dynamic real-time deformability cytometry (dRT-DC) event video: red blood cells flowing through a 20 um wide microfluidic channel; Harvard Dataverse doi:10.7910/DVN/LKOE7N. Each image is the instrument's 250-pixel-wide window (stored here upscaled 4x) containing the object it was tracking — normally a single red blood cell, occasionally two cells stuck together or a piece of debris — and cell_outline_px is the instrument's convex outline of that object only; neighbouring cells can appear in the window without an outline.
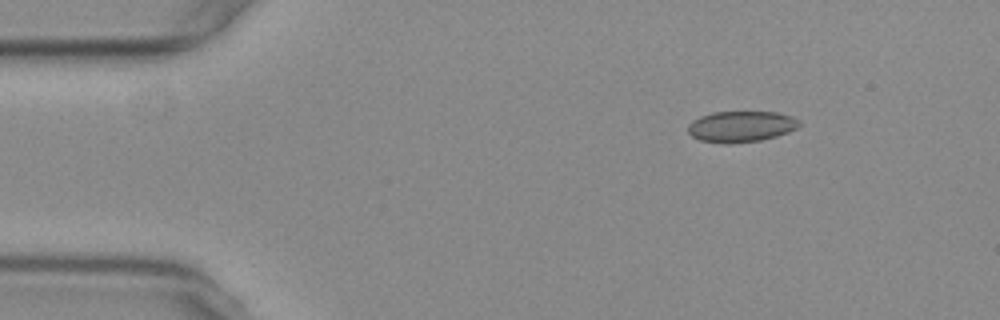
{"species": "common noctule bat (a hibernating species)", "species_latin": "Nyctalus noctula", "temperature_condition": "warm", "stored_images_in_passage": 48, "camera_frame_rate_fps": 3000, "um_per_image_px": 0.085, "animal": {"sex": "female", "body_mass_g": 29.2, "forearm_length_mm": 56.3}, "frame": {"image": 1, "passage_image": 1, "time_ms": 0.0, "image_size_px": [1000, 320], "cell_outline_px": [[800, 124], [796, 128], [788, 132], [776, 136], [760, 140], [728, 144], [700, 140], [692, 136], [688, 132], [688, 124], [692, 120], [700, 116], [712, 112], [776, 112], [792, 116], [800, 120]], "centroid_in_image_um": [62.98, 10.75], "position_along_channel_um": 22.0, "area_um2": 20.11}}
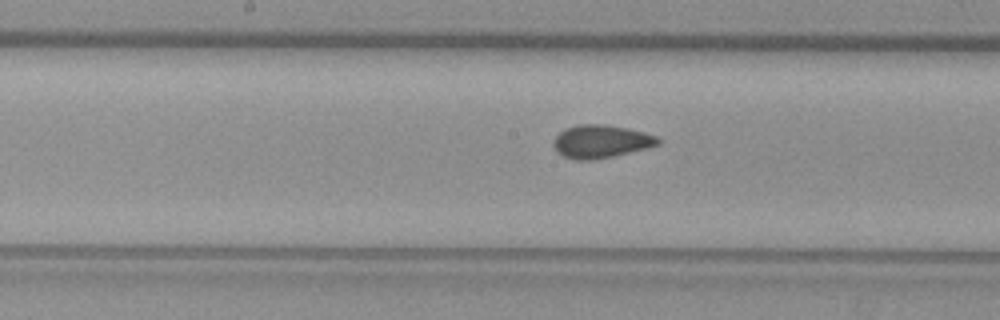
{"frame": {"image": 2, "passage_image": 21, "time_ms": 6.667, "image_size_px": [1000, 320], "cell_outline_px": [[660, 144], [648, 148], [612, 156], [592, 160], [576, 160], [564, 156], [556, 152], [552, 144], [552, 140], [564, 128], [580, 124], [604, 124], [628, 128], [644, 132], [656, 136], [660, 140]], "centroid_in_image_um": [51.05, 12.02], "position_along_channel_um": 197.1, "area_um2": 20.23}}
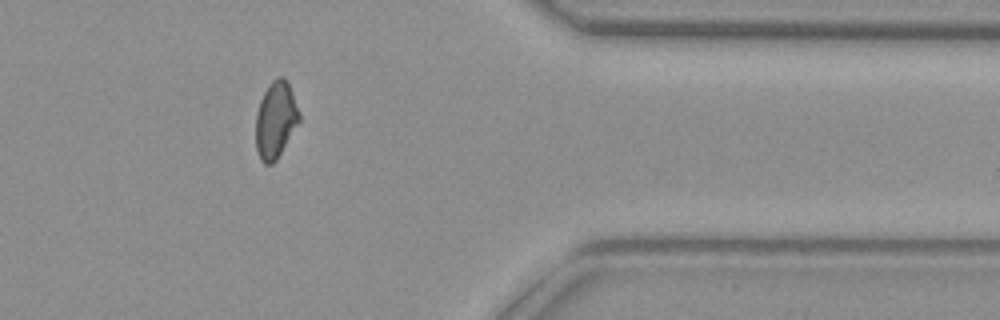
{"frame": {"image": 3, "passage_image": 38, "time_ms": 12.333, "image_size_px": [1000, 320], "cell_outline_px": [[300, 120], [276, 160], [272, 164], [264, 164], [260, 160], [256, 148], [256, 112], [260, 100], [268, 84], [276, 76], [280, 76], [288, 84], [292, 92], [300, 112]], "centroid_in_image_um": [23.41, 10.19], "position_along_channel_um": 388.0, "area_um2": 19.31}, "authors_computed_cell_mechanics": {"area_um2": 19.7387, "velocity_mm_per_s": 3.7608, "shape_relaxation_time_tau1_ms": null, "shape_relaxation_time_tau2_ms": 1.0274, "deformation_change_tau1": null, "deformation_change_tau2": 0.0711}}